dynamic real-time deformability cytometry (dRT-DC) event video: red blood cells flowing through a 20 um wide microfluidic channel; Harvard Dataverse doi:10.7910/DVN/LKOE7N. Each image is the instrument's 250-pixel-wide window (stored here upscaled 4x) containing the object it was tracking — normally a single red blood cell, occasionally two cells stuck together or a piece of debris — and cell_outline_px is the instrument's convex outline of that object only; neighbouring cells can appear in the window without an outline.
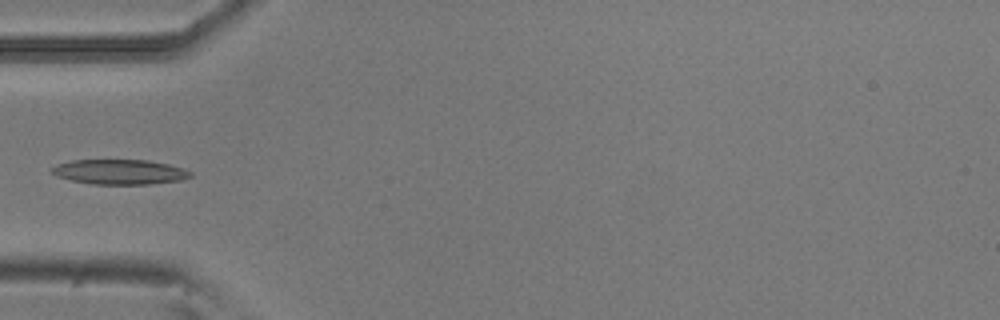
{"species": "common noctule bat (a hibernating species)", "species_latin": "Nyctalus noctula", "temperature_condition": "room temperature", "stored_images_in_passage": 7, "camera_frame_rate_fps": 3000, "um_per_image_px": 0.085, "animal": {"sex": "male", "body_mass_g": 20.5, "forearm_length_mm": 52.5}, "frame": {"image": 1, "passage_image": 6, "time_ms": 1.667, "image_size_px": [1000, 320], "cell_outline_px": [[192, 176], [180, 180], [148, 184], [92, 184], [72, 180], [56, 176], [52, 172], [52, 168], [56, 164], [72, 160], [148, 160], [168, 164], [184, 168], [192, 172]], "centroid_in_image_um": [10.18, 14.6], "position_along_channel_um": 74.8, "area_um2": 20.06}}
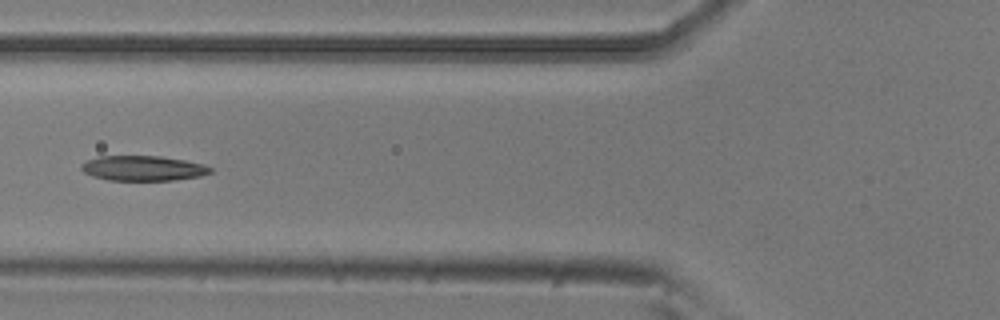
{"frame": {"image": 2, "passage_image": 7, "time_ms": 2.0, "image_size_px": [1000, 320], "cell_outline_px": [[212, 172], [200, 176], [172, 180], [108, 180], [92, 176], [84, 172], [80, 168], [80, 164], [88, 160], [100, 156], [160, 156], [184, 160], [204, 164], [212, 168]], "centroid_in_image_um": [12.15, 14.3], "position_along_channel_um": 113.7, "area_um2": 18.79}}